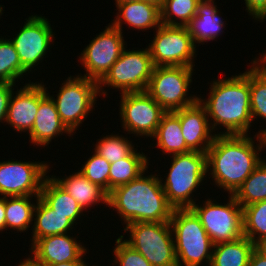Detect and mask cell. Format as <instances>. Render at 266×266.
Listing matches in <instances>:
<instances>
[{"label": "cell", "instance_id": "obj_25", "mask_svg": "<svg viewBox=\"0 0 266 266\" xmlns=\"http://www.w3.org/2000/svg\"><path fill=\"white\" fill-rule=\"evenodd\" d=\"M51 175L44 179L39 197L56 213L65 215L75 226L83 217L85 211L64 189L52 178ZM84 212V213H83ZM79 218L82 220H79ZM79 221V222H77Z\"/></svg>", "mask_w": 266, "mask_h": 266}, {"label": "cell", "instance_id": "obj_21", "mask_svg": "<svg viewBox=\"0 0 266 266\" xmlns=\"http://www.w3.org/2000/svg\"><path fill=\"white\" fill-rule=\"evenodd\" d=\"M217 8L215 0H201L198 3L196 16L186 26L196 46L215 39L217 42L220 39L218 37L223 35L225 25L228 24Z\"/></svg>", "mask_w": 266, "mask_h": 266}, {"label": "cell", "instance_id": "obj_29", "mask_svg": "<svg viewBox=\"0 0 266 266\" xmlns=\"http://www.w3.org/2000/svg\"><path fill=\"white\" fill-rule=\"evenodd\" d=\"M263 157V160L233 194L242 208L266 200V156Z\"/></svg>", "mask_w": 266, "mask_h": 266}, {"label": "cell", "instance_id": "obj_17", "mask_svg": "<svg viewBox=\"0 0 266 266\" xmlns=\"http://www.w3.org/2000/svg\"><path fill=\"white\" fill-rule=\"evenodd\" d=\"M77 239L78 237H73L70 233L43 237L28 248L29 254H32L42 265L84 260L89 251L83 241L80 242Z\"/></svg>", "mask_w": 266, "mask_h": 266}, {"label": "cell", "instance_id": "obj_3", "mask_svg": "<svg viewBox=\"0 0 266 266\" xmlns=\"http://www.w3.org/2000/svg\"><path fill=\"white\" fill-rule=\"evenodd\" d=\"M108 193V205L123 225L134 222H169L173 207L168 203L158 174L148 173Z\"/></svg>", "mask_w": 266, "mask_h": 266}, {"label": "cell", "instance_id": "obj_37", "mask_svg": "<svg viewBox=\"0 0 266 266\" xmlns=\"http://www.w3.org/2000/svg\"><path fill=\"white\" fill-rule=\"evenodd\" d=\"M17 86L18 83L17 85L12 83H0V123L2 124L6 122L9 100L13 90H15Z\"/></svg>", "mask_w": 266, "mask_h": 266}, {"label": "cell", "instance_id": "obj_40", "mask_svg": "<svg viewBox=\"0 0 266 266\" xmlns=\"http://www.w3.org/2000/svg\"><path fill=\"white\" fill-rule=\"evenodd\" d=\"M6 230L5 197H0V233Z\"/></svg>", "mask_w": 266, "mask_h": 266}, {"label": "cell", "instance_id": "obj_31", "mask_svg": "<svg viewBox=\"0 0 266 266\" xmlns=\"http://www.w3.org/2000/svg\"><path fill=\"white\" fill-rule=\"evenodd\" d=\"M28 74L21 65L14 44L6 36H0V83L16 84L18 79L22 81Z\"/></svg>", "mask_w": 266, "mask_h": 266}, {"label": "cell", "instance_id": "obj_28", "mask_svg": "<svg viewBox=\"0 0 266 266\" xmlns=\"http://www.w3.org/2000/svg\"><path fill=\"white\" fill-rule=\"evenodd\" d=\"M145 153L136 149L129 157L110 164L109 192L114 188L127 184L138 178L149 168V160Z\"/></svg>", "mask_w": 266, "mask_h": 266}, {"label": "cell", "instance_id": "obj_47", "mask_svg": "<svg viewBox=\"0 0 266 266\" xmlns=\"http://www.w3.org/2000/svg\"><path fill=\"white\" fill-rule=\"evenodd\" d=\"M4 9V5H0V18H1V16H2V14H3V10Z\"/></svg>", "mask_w": 266, "mask_h": 266}, {"label": "cell", "instance_id": "obj_5", "mask_svg": "<svg viewBox=\"0 0 266 266\" xmlns=\"http://www.w3.org/2000/svg\"><path fill=\"white\" fill-rule=\"evenodd\" d=\"M169 223L178 266H210L214 243L196 213L191 208L173 209Z\"/></svg>", "mask_w": 266, "mask_h": 266}, {"label": "cell", "instance_id": "obj_24", "mask_svg": "<svg viewBox=\"0 0 266 266\" xmlns=\"http://www.w3.org/2000/svg\"><path fill=\"white\" fill-rule=\"evenodd\" d=\"M33 221L30 245L43 237L71 233L73 228L76 229L65 215L56 213L40 197L37 199Z\"/></svg>", "mask_w": 266, "mask_h": 266}, {"label": "cell", "instance_id": "obj_36", "mask_svg": "<svg viewBox=\"0 0 266 266\" xmlns=\"http://www.w3.org/2000/svg\"><path fill=\"white\" fill-rule=\"evenodd\" d=\"M113 248V265L118 266H152L142 254L127 244L121 236L115 240Z\"/></svg>", "mask_w": 266, "mask_h": 266}, {"label": "cell", "instance_id": "obj_2", "mask_svg": "<svg viewBox=\"0 0 266 266\" xmlns=\"http://www.w3.org/2000/svg\"><path fill=\"white\" fill-rule=\"evenodd\" d=\"M209 89L208 97L203 99L198 95V101L206 110L213 132L216 135L251 134L249 130L255 123L250 109V69L214 79ZM222 128L225 130L218 132Z\"/></svg>", "mask_w": 266, "mask_h": 266}, {"label": "cell", "instance_id": "obj_9", "mask_svg": "<svg viewBox=\"0 0 266 266\" xmlns=\"http://www.w3.org/2000/svg\"><path fill=\"white\" fill-rule=\"evenodd\" d=\"M194 71L186 66L154 67L146 92L166 112L192 106L198 101V96L189 94Z\"/></svg>", "mask_w": 266, "mask_h": 266}, {"label": "cell", "instance_id": "obj_20", "mask_svg": "<svg viewBox=\"0 0 266 266\" xmlns=\"http://www.w3.org/2000/svg\"><path fill=\"white\" fill-rule=\"evenodd\" d=\"M117 15L113 19L111 24L119 29L123 33V26L126 24L129 28L133 30L145 31L146 30H156L161 25V11L156 5L148 3L146 1H134V2H124L115 3Z\"/></svg>", "mask_w": 266, "mask_h": 266}, {"label": "cell", "instance_id": "obj_10", "mask_svg": "<svg viewBox=\"0 0 266 266\" xmlns=\"http://www.w3.org/2000/svg\"><path fill=\"white\" fill-rule=\"evenodd\" d=\"M226 203L208 197L191 209L199 217L201 224L214 244L234 241L243 236V211L233 195H228ZM200 204V205H199Z\"/></svg>", "mask_w": 266, "mask_h": 266}, {"label": "cell", "instance_id": "obj_19", "mask_svg": "<svg viewBox=\"0 0 266 266\" xmlns=\"http://www.w3.org/2000/svg\"><path fill=\"white\" fill-rule=\"evenodd\" d=\"M29 134V142L39 148L51 144L53 139L62 134L72 137V134L62 123L52 98L47 94L39 103L36 119ZM55 137V138H54Z\"/></svg>", "mask_w": 266, "mask_h": 266}, {"label": "cell", "instance_id": "obj_39", "mask_svg": "<svg viewBox=\"0 0 266 266\" xmlns=\"http://www.w3.org/2000/svg\"><path fill=\"white\" fill-rule=\"evenodd\" d=\"M248 266H266V255L257 246L251 253Z\"/></svg>", "mask_w": 266, "mask_h": 266}, {"label": "cell", "instance_id": "obj_6", "mask_svg": "<svg viewBox=\"0 0 266 266\" xmlns=\"http://www.w3.org/2000/svg\"><path fill=\"white\" fill-rule=\"evenodd\" d=\"M75 75L76 77L68 76L60 84L61 86L55 94L56 98L47 90V94L55 103L62 123L72 134L79 131L78 128L82 126V122L95 110L97 98L100 97L97 81L78 74Z\"/></svg>", "mask_w": 266, "mask_h": 266}, {"label": "cell", "instance_id": "obj_12", "mask_svg": "<svg viewBox=\"0 0 266 266\" xmlns=\"http://www.w3.org/2000/svg\"><path fill=\"white\" fill-rule=\"evenodd\" d=\"M119 98L122 130L139 138H152L166 111L146 91L122 93Z\"/></svg>", "mask_w": 266, "mask_h": 266}, {"label": "cell", "instance_id": "obj_1", "mask_svg": "<svg viewBox=\"0 0 266 266\" xmlns=\"http://www.w3.org/2000/svg\"><path fill=\"white\" fill-rule=\"evenodd\" d=\"M265 149L263 135H216L206 152L208 179H212L215 187L233 195L263 160L260 152Z\"/></svg>", "mask_w": 266, "mask_h": 266}, {"label": "cell", "instance_id": "obj_45", "mask_svg": "<svg viewBox=\"0 0 266 266\" xmlns=\"http://www.w3.org/2000/svg\"><path fill=\"white\" fill-rule=\"evenodd\" d=\"M257 247L263 252L264 255H266V241L260 243L257 245Z\"/></svg>", "mask_w": 266, "mask_h": 266}, {"label": "cell", "instance_id": "obj_34", "mask_svg": "<svg viewBox=\"0 0 266 266\" xmlns=\"http://www.w3.org/2000/svg\"><path fill=\"white\" fill-rule=\"evenodd\" d=\"M104 136V137H103ZM93 144V149L100 156L104 157L110 164L119 161L123 158L129 157L137 148L135 143L131 140L118 134L111 133L110 135H103Z\"/></svg>", "mask_w": 266, "mask_h": 266}, {"label": "cell", "instance_id": "obj_23", "mask_svg": "<svg viewBox=\"0 0 266 266\" xmlns=\"http://www.w3.org/2000/svg\"><path fill=\"white\" fill-rule=\"evenodd\" d=\"M156 140L154 146L162 151V155L168 154L170 157L174 154L187 153L192 151L185 142L180 123V109L173 112H166L161 119L160 124L154 136Z\"/></svg>", "mask_w": 266, "mask_h": 266}, {"label": "cell", "instance_id": "obj_8", "mask_svg": "<svg viewBox=\"0 0 266 266\" xmlns=\"http://www.w3.org/2000/svg\"><path fill=\"white\" fill-rule=\"evenodd\" d=\"M126 48L127 46L110 70L98 82L99 93L103 97L108 95V90L112 87L118 89L120 94L146 91L148 87L154 69L148 47L145 49L133 48L132 50Z\"/></svg>", "mask_w": 266, "mask_h": 266}, {"label": "cell", "instance_id": "obj_44", "mask_svg": "<svg viewBox=\"0 0 266 266\" xmlns=\"http://www.w3.org/2000/svg\"><path fill=\"white\" fill-rule=\"evenodd\" d=\"M142 1H146L148 3H151L153 5H156V6H158L161 9V7L164 4V1L165 0H142Z\"/></svg>", "mask_w": 266, "mask_h": 266}, {"label": "cell", "instance_id": "obj_35", "mask_svg": "<svg viewBox=\"0 0 266 266\" xmlns=\"http://www.w3.org/2000/svg\"><path fill=\"white\" fill-rule=\"evenodd\" d=\"M87 161L82 164L78 171L83 174L90 182L98 184L109 193V172L110 163L95 151L92 152Z\"/></svg>", "mask_w": 266, "mask_h": 266}, {"label": "cell", "instance_id": "obj_11", "mask_svg": "<svg viewBox=\"0 0 266 266\" xmlns=\"http://www.w3.org/2000/svg\"><path fill=\"white\" fill-rule=\"evenodd\" d=\"M148 49L154 67L186 66L194 67L197 49L186 26L161 24L155 31Z\"/></svg>", "mask_w": 266, "mask_h": 266}, {"label": "cell", "instance_id": "obj_38", "mask_svg": "<svg viewBox=\"0 0 266 266\" xmlns=\"http://www.w3.org/2000/svg\"><path fill=\"white\" fill-rule=\"evenodd\" d=\"M246 6V12L250 15V18L259 21V23L266 21V0H244Z\"/></svg>", "mask_w": 266, "mask_h": 266}, {"label": "cell", "instance_id": "obj_16", "mask_svg": "<svg viewBox=\"0 0 266 266\" xmlns=\"http://www.w3.org/2000/svg\"><path fill=\"white\" fill-rule=\"evenodd\" d=\"M23 87L17 86L9 100L6 124L12 127V131L28 134L34 125L40 101L47 95L46 83L25 82ZM20 88V89H18Z\"/></svg>", "mask_w": 266, "mask_h": 266}, {"label": "cell", "instance_id": "obj_15", "mask_svg": "<svg viewBox=\"0 0 266 266\" xmlns=\"http://www.w3.org/2000/svg\"><path fill=\"white\" fill-rule=\"evenodd\" d=\"M50 162L0 160V196H39Z\"/></svg>", "mask_w": 266, "mask_h": 266}, {"label": "cell", "instance_id": "obj_43", "mask_svg": "<svg viewBox=\"0 0 266 266\" xmlns=\"http://www.w3.org/2000/svg\"><path fill=\"white\" fill-rule=\"evenodd\" d=\"M262 51V53H259L260 57H255L252 61H254L261 69L266 71V52Z\"/></svg>", "mask_w": 266, "mask_h": 266}, {"label": "cell", "instance_id": "obj_13", "mask_svg": "<svg viewBox=\"0 0 266 266\" xmlns=\"http://www.w3.org/2000/svg\"><path fill=\"white\" fill-rule=\"evenodd\" d=\"M25 20V24L15 33L16 36L12 34L13 37L9 39L15 46L22 67L31 73L37 71L36 67L46 58L47 52H51L49 49L54 45L56 34L51 21L45 16L34 13Z\"/></svg>", "mask_w": 266, "mask_h": 266}, {"label": "cell", "instance_id": "obj_26", "mask_svg": "<svg viewBox=\"0 0 266 266\" xmlns=\"http://www.w3.org/2000/svg\"><path fill=\"white\" fill-rule=\"evenodd\" d=\"M255 248L256 245L245 236L214 244L210 266H248Z\"/></svg>", "mask_w": 266, "mask_h": 266}, {"label": "cell", "instance_id": "obj_33", "mask_svg": "<svg viewBox=\"0 0 266 266\" xmlns=\"http://www.w3.org/2000/svg\"><path fill=\"white\" fill-rule=\"evenodd\" d=\"M201 0H165L161 11V24L169 26H187L196 16Z\"/></svg>", "mask_w": 266, "mask_h": 266}, {"label": "cell", "instance_id": "obj_7", "mask_svg": "<svg viewBox=\"0 0 266 266\" xmlns=\"http://www.w3.org/2000/svg\"><path fill=\"white\" fill-rule=\"evenodd\" d=\"M123 240L142 254L152 266H178L169 222H134L125 225Z\"/></svg>", "mask_w": 266, "mask_h": 266}, {"label": "cell", "instance_id": "obj_27", "mask_svg": "<svg viewBox=\"0 0 266 266\" xmlns=\"http://www.w3.org/2000/svg\"><path fill=\"white\" fill-rule=\"evenodd\" d=\"M39 196H7L5 197L6 231L25 233L33 225L34 210ZM34 200V202H32ZM32 200V201H31ZM25 231V232H24Z\"/></svg>", "mask_w": 266, "mask_h": 266}, {"label": "cell", "instance_id": "obj_32", "mask_svg": "<svg viewBox=\"0 0 266 266\" xmlns=\"http://www.w3.org/2000/svg\"><path fill=\"white\" fill-rule=\"evenodd\" d=\"M243 236L256 246L266 241V200L242 208Z\"/></svg>", "mask_w": 266, "mask_h": 266}, {"label": "cell", "instance_id": "obj_22", "mask_svg": "<svg viewBox=\"0 0 266 266\" xmlns=\"http://www.w3.org/2000/svg\"><path fill=\"white\" fill-rule=\"evenodd\" d=\"M73 172L69 176H63V178L56 175L51 177L88 213L90 207L93 209V206L96 205L97 207L100 203L104 206L108 205V193L103 188L90 182L78 170Z\"/></svg>", "mask_w": 266, "mask_h": 266}, {"label": "cell", "instance_id": "obj_14", "mask_svg": "<svg viewBox=\"0 0 266 266\" xmlns=\"http://www.w3.org/2000/svg\"><path fill=\"white\" fill-rule=\"evenodd\" d=\"M123 35L111 23L105 26V30L103 29L96 37L92 38L81 51L78 62L80 61L86 73L78 75L99 82L127 46Z\"/></svg>", "mask_w": 266, "mask_h": 266}, {"label": "cell", "instance_id": "obj_41", "mask_svg": "<svg viewBox=\"0 0 266 266\" xmlns=\"http://www.w3.org/2000/svg\"><path fill=\"white\" fill-rule=\"evenodd\" d=\"M22 260L23 261H20V263L17 264L18 266H43L32 254H28V257L26 256Z\"/></svg>", "mask_w": 266, "mask_h": 266}, {"label": "cell", "instance_id": "obj_4", "mask_svg": "<svg viewBox=\"0 0 266 266\" xmlns=\"http://www.w3.org/2000/svg\"><path fill=\"white\" fill-rule=\"evenodd\" d=\"M165 181L159 177L168 203L174 208H191L197 201L194 193L207 179V154L199 151L171 155Z\"/></svg>", "mask_w": 266, "mask_h": 266}, {"label": "cell", "instance_id": "obj_46", "mask_svg": "<svg viewBox=\"0 0 266 266\" xmlns=\"http://www.w3.org/2000/svg\"><path fill=\"white\" fill-rule=\"evenodd\" d=\"M115 3H124V2H134V1H140V0H114Z\"/></svg>", "mask_w": 266, "mask_h": 266}, {"label": "cell", "instance_id": "obj_18", "mask_svg": "<svg viewBox=\"0 0 266 266\" xmlns=\"http://www.w3.org/2000/svg\"><path fill=\"white\" fill-rule=\"evenodd\" d=\"M180 123L186 145L192 151L206 153L214 137L205 108L197 101L180 109Z\"/></svg>", "mask_w": 266, "mask_h": 266}, {"label": "cell", "instance_id": "obj_42", "mask_svg": "<svg viewBox=\"0 0 266 266\" xmlns=\"http://www.w3.org/2000/svg\"><path fill=\"white\" fill-rule=\"evenodd\" d=\"M88 265L89 263L88 262L86 263V260H76V261H69V262H64V263L50 264V265H43V266H88Z\"/></svg>", "mask_w": 266, "mask_h": 266}, {"label": "cell", "instance_id": "obj_30", "mask_svg": "<svg viewBox=\"0 0 266 266\" xmlns=\"http://www.w3.org/2000/svg\"><path fill=\"white\" fill-rule=\"evenodd\" d=\"M250 68V109L252 120L265 119L266 122V71L254 61ZM256 134L266 136V128L258 130Z\"/></svg>", "mask_w": 266, "mask_h": 266}]
</instances>
